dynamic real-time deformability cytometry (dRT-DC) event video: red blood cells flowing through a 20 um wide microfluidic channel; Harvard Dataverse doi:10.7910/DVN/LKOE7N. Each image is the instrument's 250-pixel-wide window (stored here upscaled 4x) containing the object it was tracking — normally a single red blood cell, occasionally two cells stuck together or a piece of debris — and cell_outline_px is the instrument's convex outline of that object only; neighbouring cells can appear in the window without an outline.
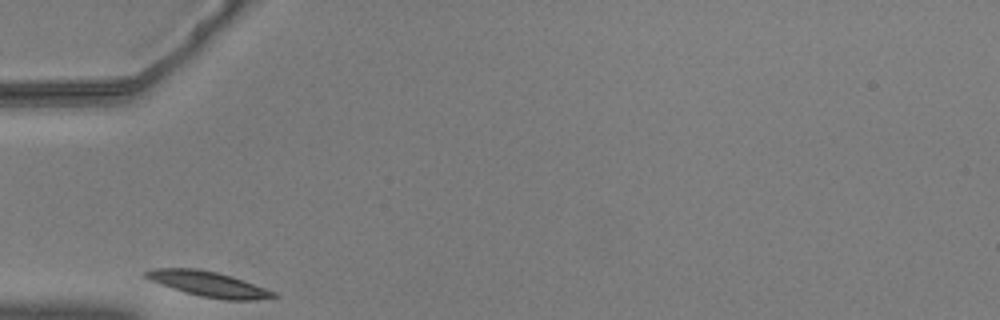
{"species": "common noctule bat (a hibernating species)", "species_latin": "Nyctalus noctula", "temperature_condition": "warm", "stored_images_in_passage": 34, "camera_frame_rate_fps": 3000, "um_per_image_px": 0.085, "animal": {"sex": "male", "body_mass_g": 20.5, "forearm_length_mm": 52.5}, "frame": {"image": 1, "passage_image": 1, "time_ms": 0.0, "image_size_px": [1000, 320], "cell_outline_px": [[280, 296], [252, 300], [224, 300], [200, 296], [184, 292], [172, 288], [152, 280], [144, 276], [144, 272], [152, 268], [196, 268], [216, 272], [232, 276], [244, 280], [276, 292]], "centroid_in_image_um": [17.75, 24.14], "position_along_channel_um": 67.2, "area_um2": 18.67}}
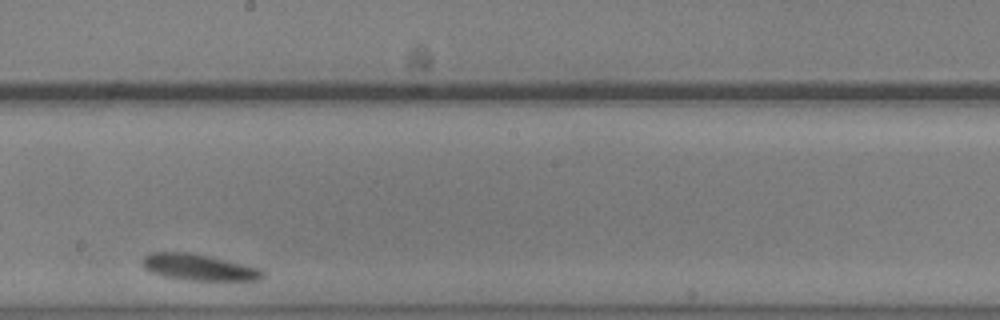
{"frame": {"image": 2, "passage_image": 19, "time_ms": 6.0, "image_size_px": [1000, 320], "cell_outline_px": [[264, 276], [260, 280], [188, 280], [164, 276], [148, 272], [144, 268], [140, 260], [144, 256], [152, 252], [192, 252], [244, 264], [260, 268], [264, 272]], "centroid_in_image_um": [16.86, 22.71], "position_along_channel_um": 231.3, "area_um2": 18.55}}
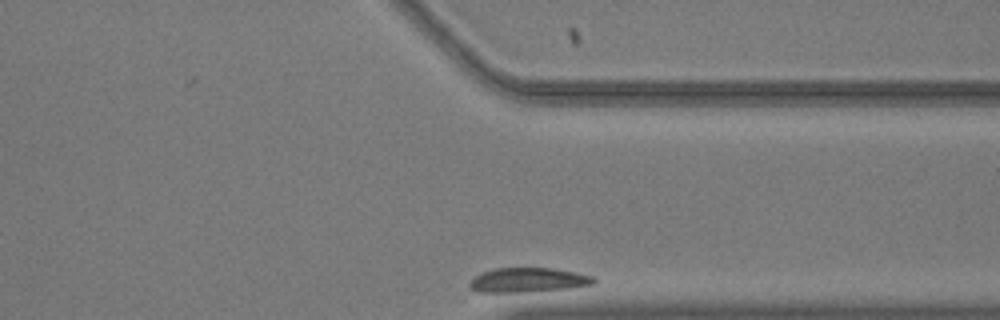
{"frame": {"image": 3, "passage_image": 34, "time_ms": 11.0, "image_size_px": [1000, 320], "cell_outline_px": [[596, 280], [592, 284], [568, 288], [512, 292], [476, 292], [468, 284], [476, 276], [484, 272], [496, 268], [552, 268], [576, 272], [592, 276]], "centroid_in_image_um": [44.88, 23.79], "position_along_channel_um": 366.5, "area_um2": 17.28}}